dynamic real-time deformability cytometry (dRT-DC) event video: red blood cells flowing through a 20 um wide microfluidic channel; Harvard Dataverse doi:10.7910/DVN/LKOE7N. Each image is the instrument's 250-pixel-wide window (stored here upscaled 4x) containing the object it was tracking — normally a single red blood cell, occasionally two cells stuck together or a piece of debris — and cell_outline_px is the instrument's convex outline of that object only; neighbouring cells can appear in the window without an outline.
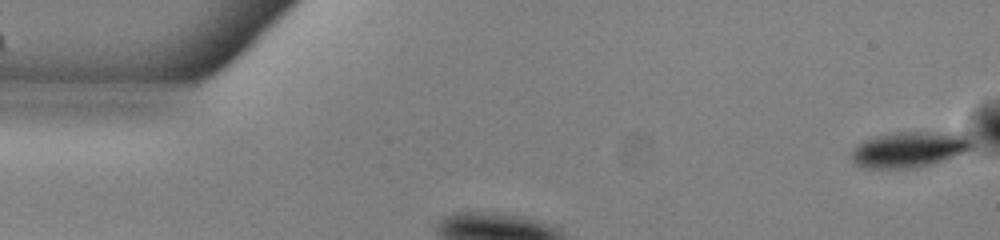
{"species": "common noctule bat (a hibernating species)", "species_latin": "Nyctalus noctula", "temperature_condition": "warm", "stored_images_in_passage": 52, "camera_frame_rate_fps": 3000, "um_per_image_px": 0.085, "animal": {"sex": "male", "body_mass_g": 13.0, "forearm_length_mm": 53.1}, "frame": {"image": 1, "passage_image": 1, "time_ms": 0.0, "image_size_px": [1000, 240], "cell_outline_px": [[972, 148], [964, 152], [932, 164], [916, 168], [864, 168], [856, 164], [852, 160], [852, 148], [856, 144], [864, 140], [896, 132], [960, 132], [968, 136], [972, 140]], "centroid_in_image_um": [77.3, 12.7], "position_along_channel_um": 7.7, "area_um2": 25.14}}
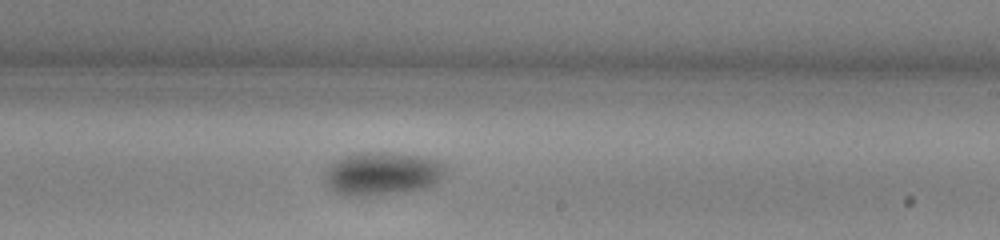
{"frame": {"image": 2, "passage_image": 31, "time_ms": 10.0, "image_size_px": [1000, 240], "cell_outline_px": [[444, 176], [436, 184], [424, 188], [400, 192], [372, 196], [344, 196], [336, 192], [324, 180], [324, 172], [336, 160], [344, 156], [356, 152], [392, 152], [428, 156], [444, 164]], "centroid_in_image_um": [32.5, 14.74], "position_along_channel_um": 256.5, "area_um2": 30.75}}
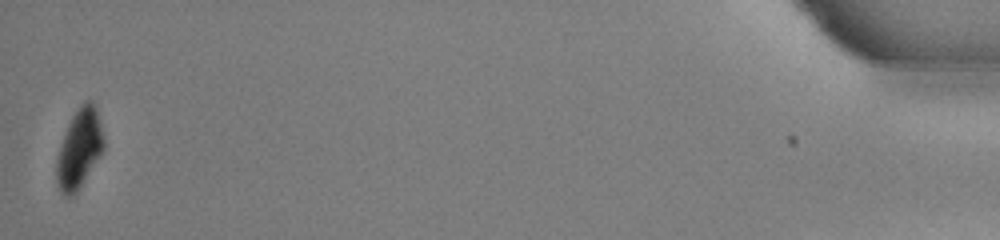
{"frame": {"image": 3, "passage_image": 52, "time_ms": 17.0, "image_size_px": [1000, 240], "cell_outline_px": [[104, 152], [76, 192], [72, 196], [64, 196], [60, 192], [56, 184], [56, 160], [60, 144], [68, 124], [72, 116], [80, 104], [84, 100], [92, 100], [96, 104], [104, 136]], "centroid_in_image_um": [6.75, 12.62], "position_along_channel_um": 428.4, "area_um2": 22.2}, "authors_computed_cell_mechanics": {"area_um2": 28.0908, "velocity_mm_per_s": 3.8789, "shape_relaxation_time_tau1_ms": 1.7437, "shape_relaxation_time_tau2_ms": null, "deformation_change_tau1": 0.0728, "deformation_change_tau2": null}}